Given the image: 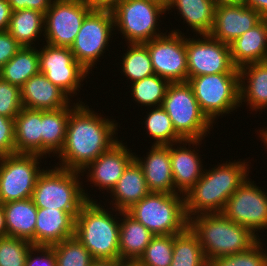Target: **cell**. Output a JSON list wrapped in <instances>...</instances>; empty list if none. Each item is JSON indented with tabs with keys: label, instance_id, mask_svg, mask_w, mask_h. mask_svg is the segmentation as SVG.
<instances>
[{
	"label": "cell",
	"instance_id": "23",
	"mask_svg": "<svg viewBox=\"0 0 267 266\" xmlns=\"http://www.w3.org/2000/svg\"><path fill=\"white\" fill-rule=\"evenodd\" d=\"M113 212L127 211L132 205L145 197L150 190L145 181L142 167L134 159L124 170L115 187L109 192Z\"/></svg>",
	"mask_w": 267,
	"mask_h": 266
},
{
	"label": "cell",
	"instance_id": "11",
	"mask_svg": "<svg viewBox=\"0 0 267 266\" xmlns=\"http://www.w3.org/2000/svg\"><path fill=\"white\" fill-rule=\"evenodd\" d=\"M111 10L93 9L84 19L70 50L74 59L88 72L99 62L108 49V42L115 31ZM98 59V60H97Z\"/></svg>",
	"mask_w": 267,
	"mask_h": 266
},
{
	"label": "cell",
	"instance_id": "35",
	"mask_svg": "<svg viewBox=\"0 0 267 266\" xmlns=\"http://www.w3.org/2000/svg\"><path fill=\"white\" fill-rule=\"evenodd\" d=\"M144 118L149 137L155 140L152 145H171L184 140L176 131L167 112L160 106L154 107Z\"/></svg>",
	"mask_w": 267,
	"mask_h": 266
},
{
	"label": "cell",
	"instance_id": "51",
	"mask_svg": "<svg viewBox=\"0 0 267 266\" xmlns=\"http://www.w3.org/2000/svg\"><path fill=\"white\" fill-rule=\"evenodd\" d=\"M215 6L229 5V4H242L245 0H213Z\"/></svg>",
	"mask_w": 267,
	"mask_h": 266
},
{
	"label": "cell",
	"instance_id": "16",
	"mask_svg": "<svg viewBox=\"0 0 267 266\" xmlns=\"http://www.w3.org/2000/svg\"><path fill=\"white\" fill-rule=\"evenodd\" d=\"M200 38L186 37L188 79L209 74L239 73L232 62L228 44L210 35H200Z\"/></svg>",
	"mask_w": 267,
	"mask_h": 266
},
{
	"label": "cell",
	"instance_id": "8",
	"mask_svg": "<svg viewBox=\"0 0 267 266\" xmlns=\"http://www.w3.org/2000/svg\"><path fill=\"white\" fill-rule=\"evenodd\" d=\"M192 87L200 110L214 124L217 116L229 114L240 107L239 73H218L191 77Z\"/></svg>",
	"mask_w": 267,
	"mask_h": 266
},
{
	"label": "cell",
	"instance_id": "24",
	"mask_svg": "<svg viewBox=\"0 0 267 266\" xmlns=\"http://www.w3.org/2000/svg\"><path fill=\"white\" fill-rule=\"evenodd\" d=\"M233 64L240 68L249 63L267 61V21L265 18L229 44Z\"/></svg>",
	"mask_w": 267,
	"mask_h": 266
},
{
	"label": "cell",
	"instance_id": "10",
	"mask_svg": "<svg viewBox=\"0 0 267 266\" xmlns=\"http://www.w3.org/2000/svg\"><path fill=\"white\" fill-rule=\"evenodd\" d=\"M38 154L14 153L0 156V203L32 197L37 178L43 172Z\"/></svg>",
	"mask_w": 267,
	"mask_h": 266
},
{
	"label": "cell",
	"instance_id": "25",
	"mask_svg": "<svg viewBox=\"0 0 267 266\" xmlns=\"http://www.w3.org/2000/svg\"><path fill=\"white\" fill-rule=\"evenodd\" d=\"M238 71L240 103L256 112L267 109V61L243 65Z\"/></svg>",
	"mask_w": 267,
	"mask_h": 266
},
{
	"label": "cell",
	"instance_id": "17",
	"mask_svg": "<svg viewBox=\"0 0 267 266\" xmlns=\"http://www.w3.org/2000/svg\"><path fill=\"white\" fill-rule=\"evenodd\" d=\"M122 142L118 141L108 151L98 156L81 172L83 173L81 176L88 170L87 181L94 184V187L111 192L124 170L135 158V153H131L132 150L127 149V145Z\"/></svg>",
	"mask_w": 267,
	"mask_h": 266
},
{
	"label": "cell",
	"instance_id": "3",
	"mask_svg": "<svg viewBox=\"0 0 267 266\" xmlns=\"http://www.w3.org/2000/svg\"><path fill=\"white\" fill-rule=\"evenodd\" d=\"M208 262L215 258L244 252L260 239L243 225L223 213L199 214L189 219Z\"/></svg>",
	"mask_w": 267,
	"mask_h": 266
},
{
	"label": "cell",
	"instance_id": "9",
	"mask_svg": "<svg viewBox=\"0 0 267 266\" xmlns=\"http://www.w3.org/2000/svg\"><path fill=\"white\" fill-rule=\"evenodd\" d=\"M111 12L114 26L127 39L126 44L146 43L166 34L159 31L157 21L166 14V7L162 4L149 0H123Z\"/></svg>",
	"mask_w": 267,
	"mask_h": 266
},
{
	"label": "cell",
	"instance_id": "54",
	"mask_svg": "<svg viewBox=\"0 0 267 266\" xmlns=\"http://www.w3.org/2000/svg\"><path fill=\"white\" fill-rule=\"evenodd\" d=\"M123 266H140L136 262H125Z\"/></svg>",
	"mask_w": 267,
	"mask_h": 266
},
{
	"label": "cell",
	"instance_id": "28",
	"mask_svg": "<svg viewBox=\"0 0 267 266\" xmlns=\"http://www.w3.org/2000/svg\"><path fill=\"white\" fill-rule=\"evenodd\" d=\"M7 236L30 241L34 245L37 207L31 198L2 204Z\"/></svg>",
	"mask_w": 267,
	"mask_h": 266
},
{
	"label": "cell",
	"instance_id": "7",
	"mask_svg": "<svg viewBox=\"0 0 267 266\" xmlns=\"http://www.w3.org/2000/svg\"><path fill=\"white\" fill-rule=\"evenodd\" d=\"M161 107L175 131L185 140H203L213 124L200 110L192 87L186 82H170Z\"/></svg>",
	"mask_w": 267,
	"mask_h": 266
},
{
	"label": "cell",
	"instance_id": "6",
	"mask_svg": "<svg viewBox=\"0 0 267 266\" xmlns=\"http://www.w3.org/2000/svg\"><path fill=\"white\" fill-rule=\"evenodd\" d=\"M153 235H176L189 226L184 195L150 192L127 211Z\"/></svg>",
	"mask_w": 267,
	"mask_h": 266
},
{
	"label": "cell",
	"instance_id": "15",
	"mask_svg": "<svg viewBox=\"0 0 267 266\" xmlns=\"http://www.w3.org/2000/svg\"><path fill=\"white\" fill-rule=\"evenodd\" d=\"M38 53L39 72L70 98L77 95V91L81 89V82L90 72L74 59L70 47L52 46L46 43Z\"/></svg>",
	"mask_w": 267,
	"mask_h": 266
},
{
	"label": "cell",
	"instance_id": "47",
	"mask_svg": "<svg viewBox=\"0 0 267 266\" xmlns=\"http://www.w3.org/2000/svg\"><path fill=\"white\" fill-rule=\"evenodd\" d=\"M93 9L111 10L118 2L123 0H86Z\"/></svg>",
	"mask_w": 267,
	"mask_h": 266
},
{
	"label": "cell",
	"instance_id": "41",
	"mask_svg": "<svg viewBox=\"0 0 267 266\" xmlns=\"http://www.w3.org/2000/svg\"><path fill=\"white\" fill-rule=\"evenodd\" d=\"M22 108L20 88L0 77V115L14 119Z\"/></svg>",
	"mask_w": 267,
	"mask_h": 266
},
{
	"label": "cell",
	"instance_id": "42",
	"mask_svg": "<svg viewBox=\"0 0 267 266\" xmlns=\"http://www.w3.org/2000/svg\"><path fill=\"white\" fill-rule=\"evenodd\" d=\"M14 119L0 115V156L15 153Z\"/></svg>",
	"mask_w": 267,
	"mask_h": 266
},
{
	"label": "cell",
	"instance_id": "38",
	"mask_svg": "<svg viewBox=\"0 0 267 266\" xmlns=\"http://www.w3.org/2000/svg\"><path fill=\"white\" fill-rule=\"evenodd\" d=\"M173 259V235H156L136 261L140 266H170Z\"/></svg>",
	"mask_w": 267,
	"mask_h": 266
},
{
	"label": "cell",
	"instance_id": "22",
	"mask_svg": "<svg viewBox=\"0 0 267 266\" xmlns=\"http://www.w3.org/2000/svg\"><path fill=\"white\" fill-rule=\"evenodd\" d=\"M144 159L135 154L150 192L178 193L171 171L170 145H152Z\"/></svg>",
	"mask_w": 267,
	"mask_h": 266
},
{
	"label": "cell",
	"instance_id": "5",
	"mask_svg": "<svg viewBox=\"0 0 267 266\" xmlns=\"http://www.w3.org/2000/svg\"><path fill=\"white\" fill-rule=\"evenodd\" d=\"M79 174L82 173L57 166L44 169L37 178L31 197L35 206L79 212L87 201L93 199L83 189Z\"/></svg>",
	"mask_w": 267,
	"mask_h": 266
},
{
	"label": "cell",
	"instance_id": "39",
	"mask_svg": "<svg viewBox=\"0 0 267 266\" xmlns=\"http://www.w3.org/2000/svg\"><path fill=\"white\" fill-rule=\"evenodd\" d=\"M34 245L24 239L5 236L0 238V266H25Z\"/></svg>",
	"mask_w": 267,
	"mask_h": 266
},
{
	"label": "cell",
	"instance_id": "13",
	"mask_svg": "<svg viewBox=\"0 0 267 266\" xmlns=\"http://www.w3.org/2000/svg\"><path fill=\"white\" fill-rule=\"evenodd\" d=\"M179 31L172 29L167 35L143 43L149 52L155 74L169 82L188 80L186 36Z\"/></svg>",
	"mask_w": 267,
	"mask_h": 266
},
{
	"label": "cell",
	"instance_id": "14",
	"mask_svg": "<svg viewBox=\"0 0 267 266\" xmlns=\"http://www.w3.org/2000/svg\"><path fill=\"white\" fill-rule=\"evenodd\" d=\"M250 179L248 177L227 199L222 213L260 238L257 231L267 229V192Z\"/></svg>",
	"mask_w": 267,
	"mask_h": 266
},
{
	"label": "cell",
	"instance_id": "19",
	"mask_svg": "<svg viewBox=\"0 0 267 266\" xmlns=\"http://www.w3.org/2000/svg\"><path fill=\"white\" fill-rule=\"evenodd\" d=\"M187 144L188 147H186ZM190 144L194 148V146L196 147L202 144V140L184 139L176 144L170 145L171 171L174 186L175 190L182 195H185L196 184L204 172V168H202L204 166L201 161L202 155L197 153L199 150L195 151L192 149Z\"/></svg>",
	"mask_w": 267,
	"mask_h": 266
},
{
	"label": "cell",
	"instance_id": "32",
	"mask_svg": "<svg viewBox=\"0 0 267 266\" xmlns=\"http://www.w3.org/2000/svg\"><path fill=\"white\" fill-rule=\"evenodd\" d=\"M39 73V53L36 47H21L0 69V77L19 88Z\"/></svg>",
	"mask_w": 267,
	"mask_h": 266
},
{
	"label": "cell",
	"instance_id": "53",
	"mask_svg": "<svg viewBox=\"0 0 267 266\" xmlns=\"http://www.w3.org/2000/svg\"><path fill=\"white\" fill-rule=\"evenodd\" d=\"M149 1L162 4L164 7H166L168 3V0H149Z\"/></svg>",
	"mask_w": 267,
	"mask_h": 266
},
{
	"label": "cell",
	"instance_id": "2",
	"mask_svg": "<svg viewBox=\"0 0 267 266\" xmlns=\"http://www.w3.org/2000/svg\"><path fill=\"white\" fill-rule=\"evenodd\" d=\"M235 161L204 169L201 178L184 195L188 220L199 214L222 213L227 199L249 176V162Z\"/></svg>",
	"mask_w": 267,
	"mask_h": 266
},
{
	"label": "cell",
	"instance_id": "26",
	"mask_svg": "<svg viewBox=\"0 0 267 266\" xmlns=\"http://www.w3.org/2000/svg\"><path fill=\"white\" fill-rule=\"evenodd\" d=\"M119 214L123 217L120 219L119 233L120 260L136 262L155 235L126 211H120Z\"/></svg>",
	"mask_w": 267,
	"mask_h": 266
},
{
	"label": "cell",
	"instance_id": "44",
	"mask_svg": "<svg viewBox=\"0 0 267 266\" xmlns=\"http://www.w3.org/2000/svg\"><path fill=\"white\" fill-rule=\"evenodd\" d=\"M21 46L8 32H0V69L18 52Z\"/></svg>",
	"mask_w": 267,
	"mask_h": 266
},
{
	"label": "cell",
	"instance_id": "40",
	"mask_svg": "<svg viewBox=\"0 0 267 266\" xmlns=\"http://www.w3.org/2000/svg\"><path fill=\"white\" fill-rule=\"evenodd\" d=\"M262 245L260 238L249 250L215 258L209 266H267V252Z\"/></svg>",
	"mask_w": 267,
	"mask_h": 266
},
{
	"label": "cell",
	"instance_id": "20",
	"mask_svg": "<svg viewBox=\"0 0 267 266\" xmlns=\"http://www.w3.org/2000/svg\"><path fill=\"white\" fill-rule=\"evenodd\" d=\"M79 212L37 208L34 246L51 247L74 236L75 218Z\"/></svg>",
	"mask_w": 267,
	"mask_h": 266
},
{
	"label": "cell",
	"instance_id": "50",
	"mask_svg": "<svg viewBox=\"0 0 267 266\" xmlns=\"http://www.w3.org/2000/svg\"><path fill=\"white\" fill-rule=\"evenodd\" d=\"M7 236V228L5 221V211L0 203V238Z\"/></svg>",
	"mask_w": 267,
	"mask_h": 266
},
{
	"label": "cell",
	"instance_id": "1",
	"mask_svg": "<svg viewBox=\"0 0 267 266\" xmlns=\"http://www.w3.org/2000/svg\"><path fill=\"white\" fill-rule=\"evenodd\" d=\"M118 123L80 102L70 113L57 167L82 172L92 161L118 142ZM115 137V138H114Z\"/></svg>",
	"mask_w": 267,
	"mask_h": 266
},
{
	"label": "cell",
	"instance_id": "12",
	"mask_svg": "<svg viewBox=\"0 0 267 266\" xmlns=\"http://www.w3.org/2000/svg\"><path fill=\"white\" fill-rule=\"evenodd\" d=\"M93 10L86 0H54L44 14V37L52 46L71 47L85 17Z\"/></svg>",
	"mask_w": 267,
	"mask_h": 266
},
{
	"label": "cell",
	"instance_id": "4",
	"mask_svg": "<svg viewBox=\"0 0 267 266\" xmlns=\"http://www.w3.org/2000/svg\"><path fill=\"white\" fill-rule=\"evenodd\" d=\"M108 209L97 201H87L75 218L74 236L94 259H120V220L116 219L120 211L113 215Z\"/></svg>",
	"mask_w": 267,
	"mask_h": 266
},
{
	"label": "cell",
	"instance_id": "31",
	"mask_svg": "<svg viewBox=\"0 0 267 266\" xmlns=\"http://www.w3.org/2000/svg\"><path fill=\"white\" fill-rule=\"evenodd\" d=\"M7 31L21 47H35L34 42L41 34L44 36V13L32 9L13 11Z\"/></svg>",
	"mask_w": 267,
	"mask_h": 266
},
{
	"label": "cell",
	"instance_id": "29",
	"mask_svg": "<svg viewBox=\"0 0 267 266\" xmlns=\"http://www.w3.org/2000/svg\"><path fill=\"white\" fill-rule=\"evenodd\" d=\"M176 7V8H175ZM177 9L187 26L200 35H209L215 15L213 0H168L166 11Z\"/></svg>",
	"mask_w": 267,
	"mask_h": 266
},
{
	"label": "cell",
	"instance_id": "30",
	"mask_svg": "<svg viewBox=\"0 0 267 266\" xmlns=\"http://www.w3.org/2000/svg\"><path fill=\"white\" fill-rule=\"evenodd\" d=\"M82 101L58 110H42V156L55 155L64 145L69 115ZM53 152V153H52Z\"/></svg>",
	"mask_w": 267,
	"mask_h": 266
},
{
	"label": "cell",
	"instance_id": "48",
	"mask_svg": "<svg viewBox=\"0 0 267 266\" xmlns=\"http://www.w3.org/2000/svg\"><path fill=\"white\" fill-rule=\"evenodd\" d=\"M244 4L253 8L263 18L267 16V0H245Z\"/></svg>",
	"mask_w": 267,
	"mask_h": 266
},
{
	"label": "cell",
	"instance_id": "18",
	"mask_svg": "<svg viewBox=\"0 0 267 266\" xmlns=\"http://www.w3.org/2000/svg\"><path fill=\"white\" fill-rule=\"evenodd\" d=\"M263 19L257 11L244 3L220 5L215 8L214 24L209 35L229 45Z\"/></svg>",
	"mask_w": 267,
	"mask_h": 266
},
{
	"label": "cell",
	"instance_id": "49",
	"mask_svg": "<svg viewBox=\"0 0 267 266\" xmlns=\"http://www.w3.org/2000/svg\"><path fill=\"white\" fill-rule=\"evenodd\" d=\"M124 263L120 259H94L91 266H123Z\"/></svg>",
	"mask_w": 267,
	"mask_h": 266
},
{
	"label": "cell",
	"instance_id": "33",
	"mask_svg": "<svg viewBox=\"0 0 267 266\" xmlns=\"http://www.w3.org/2000/svg\"><path fill=\"white\" fill-rule=\"evenodd\" d=\"M170 266H209L198 236L188 226L173 235V259Z\"/></svg>",
	"mask_w": 267,
	"mask_h": 266
},
{
	"label": "cell",
	"instance_id": "37",
	"mask_svg": "<svg viewBox=\"0 0 267 266\" xmlns=\"http://www.w3.org/2000/svg\"><path fill=\"white\" fill-rule=\"evenodd\" d=\"M56 266H91L94 258L75 236L51 246Z\"/></svg>",
	"mask_w": 267,
	"mask_h": 266
},
{
	"label": "cell",
	"instance_id": "34",
	"mask_svg": "<svg viewBox=\"0 0 267 266\" xmlns=\"http://www.w3.org/2000/svg\"><path fill=\"white\" fill-rule=\"evenodd\" d=\"M122 55L121 72L130 83L155 74L147 47L143 43L127 44Z\"/></svg>",
	"mask_w": 267,
	"mask_h": 266
},
{
	"label": "cell",
	"instance_id": "27",
	"mask_svg": "<svg viewBox=\"0 0 267 266\" xmlns=\"http://www.w3.org/2000/svg\"><path fill=\"white\" fill-rule=\"evenodd\" d=\"M15 153L42 156V110L22 108L14 118Z\"/></svg>",
	"mask_w": 267,
	"mask_h": 266
},
{
	"label": "cell",
	"instance_id": "21",
	"mask_svg": "<svg viewBox=\"0 0 267 266\" xmlns=\"http://www.w3.org/2000/svg\"><path fill=\"white\" fill-rule=\"evenodd\" d=\"M22 107L33 110H58L68 107L70 97L42 73L30 77L21 87Z\"/></svg>",
	"mask_w": 267,
	"mask_h": 266
},
{
	"label": "cell",
	"instance_id": "46",
	"mask_svg": "<svg viewBox=\"0 0 267 266\" xmlns=\"http://www.w3.org/2000/svg\"><path fill=\"white\" fill-rule=\"evenodd\" d=\"M12 10L7 0H0V32L7 31Z\"/></svg>",
	"mask_w": 267,
	"mask_h": 266
},
{
	"label": "cell",
	"instance_id": "36",
	"mask_svg": "<svg viewBox=\"0 0 267 266\" xmlns=\"http://www.w3.org/2000/svg\"><path fill=\"white\" fill-rule=\"evenodd\" d=\"M131 95L135 102L142 106L160 107L165 97L170 82L153 74L131 83Z\"/></svg>",
	"mask_w": 267,
	"mask_h": 266
},
{
	"label": "cell",
	"instance_id": "43",
	"mask_svg": "<svg viewBox=\"0 0 267 266\" xmlns=\"http://www.w3.org/2000/svg\"><path fill=\"white\" fill-rule=\"evenodd\" d=\"M25 266H56L52 247L34 246L28 253Z\"/></svg>",
	"mask_w": 267,
	"mask_h": 266
},
{
	"label": "cell",
	"instance_id": "45",
	"mask_svg": "<svg viewBox=\"0 0 267 266\" xmlns=\"http://www.w3.org/2000/svg\"><path fill=\"white\" fill-rule=\"evenodd\" d=\"M53 1L54 0H7L12 12L21 9H32L44 14L51 7Z\"/></svg>",
	"mask_w": 267,
	"mask_h": 266
},
{
	"label": "cell",
	"instance_id": "52",
	"mask_svg": "<svg viewBox=\"0 0 267 266\" xmlns=\"http://www.w3.org/2000/svg\"><path fill=\"white\" fill-rule=\"evenodd\" d=\"M259 137H261L262 143L267 147V128L260 129Z\"/></svg>",
	"mask_w": 267,
	"mask_h": 266
}]
</instances>
